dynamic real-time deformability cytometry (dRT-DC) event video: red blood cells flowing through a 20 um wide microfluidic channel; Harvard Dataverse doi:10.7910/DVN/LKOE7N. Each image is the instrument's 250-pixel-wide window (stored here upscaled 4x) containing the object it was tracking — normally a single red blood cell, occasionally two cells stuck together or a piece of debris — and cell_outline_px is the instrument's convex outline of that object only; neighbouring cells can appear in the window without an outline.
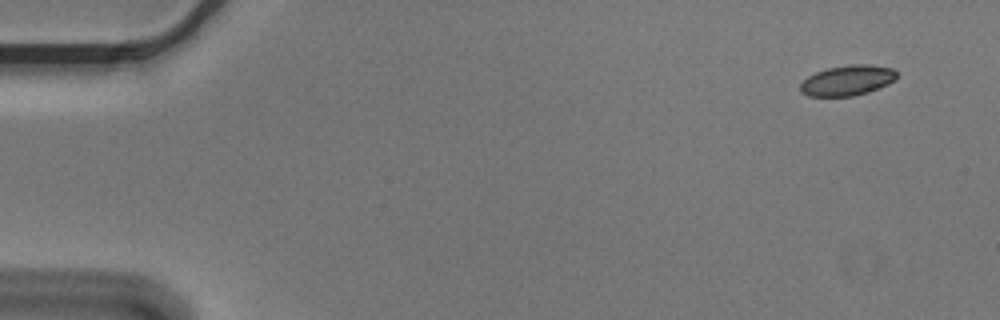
{"species": "Egyptian fruit bat (a non-hibernating species)", "species_latin": "Rousettus aegyptiacus", "temperature_condition": "cold", "stored_images_in_passage": 6, "camera_frame_rate_fps": 3000, "um_per_image_px": 0.085, "animal": {"sex": "male"}, "frame": {"image": 1, "passage_image": 1, "time_ms": 0.0, "image_size_px": [1000, 320], "cell_outline_px": [[896, 80], [888, 84], [868, 92], [852, 96], [808, 96], [800, 92], [800, 84], [808, 76], [816, 72], [828, 68], [848, 64], [872, 64], [892, 68], [896, 72]], "centroid_in_image_um": [72.03, 6.83], "position_along_channel_um": 13.0, "area_um2": 17.11}}
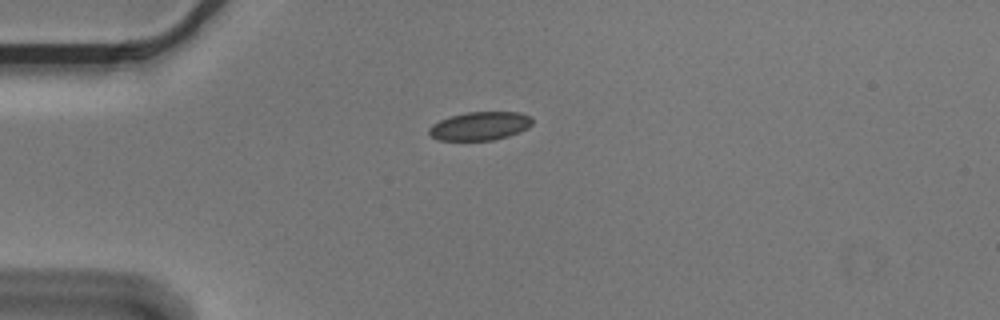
{"frame": {"image": 2, "passage_image": 4, "time_ms": 1.0, "image_size_px": [1000, 320], "cell_outline_px": [[532, 124], [528, 128], [520, 132], [508, 136], [492, 140], [440, 140], [432, 136], [428, 132], [428, 128], [432, 124], [440, 120], [452, 116], [468, 112], [520, 112], [532, 116]], "centroid_in_image_um": [40.83, 10.7], "position_along_channel_um": 44.2, "area_um2": 17.11}}
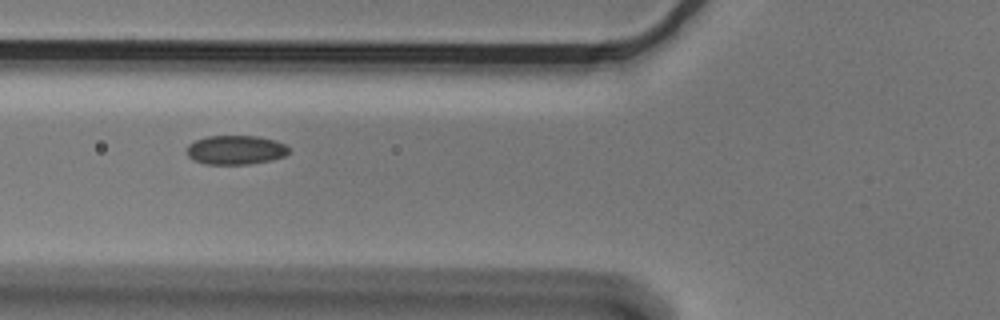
{"frame": {"image": 3, "passage_image": 6, "time_ms": 1.667, "image_size_px": [1000, 320], "cell_outline_px": [[288, 152], [284, 156], [272, 160], [248, 164], [204, 164], [188, 156], [188, 144], [196, 140], [208, 136], [260, 136], [276, 140], [284, 144], [288, 148]], "centroid_in_image_um": [20.05, 12.74], "position_along_channel_um": 105.8, "area_um2": 17.22}}